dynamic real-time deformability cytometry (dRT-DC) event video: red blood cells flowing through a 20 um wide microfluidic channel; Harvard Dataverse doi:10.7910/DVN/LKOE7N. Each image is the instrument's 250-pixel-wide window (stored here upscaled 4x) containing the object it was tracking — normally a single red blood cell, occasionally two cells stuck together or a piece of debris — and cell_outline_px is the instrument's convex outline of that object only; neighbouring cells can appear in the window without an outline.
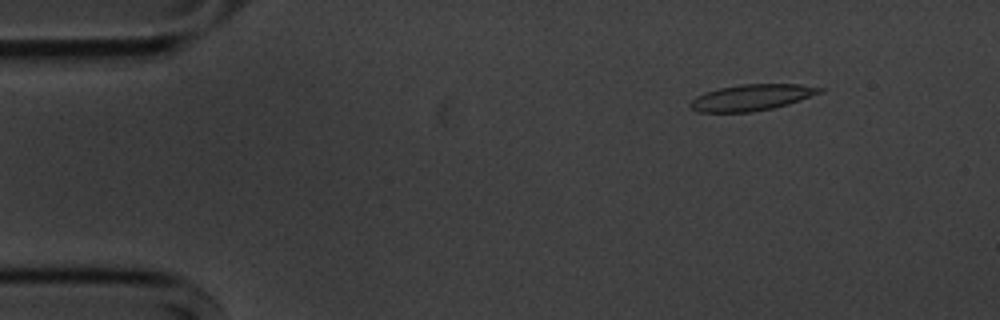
{"species": "common noctule bat (a hibernating species)", "species_latin": "Nyctalus noctula", "temperature_condition": "cold", "stored_images_in_passage": 6, "camera_frame_rate_fps": 3000, "um_per_image_px": 0.085, "animal": {"sex": "male", "body_mass_g": 20.1, "forearm_length_mm": 53.5}, "frame": {"image": 1, "passage_image": 2, "time_ms": 1.333, "image_size_px": [1000, 320], "cell_outline_px": [[824, 92], [788, 104], [772, 108], [752, 112], [700, 112], [688, 108], [688, 104], [696, 96], [704, 92], [720, 88], [740, 84], [800, 84], [824, 88]], "centroid_in_image_um": [63.88, 8.28], "position_along_channel_um": 21.1, "area_um2": 19.88}}
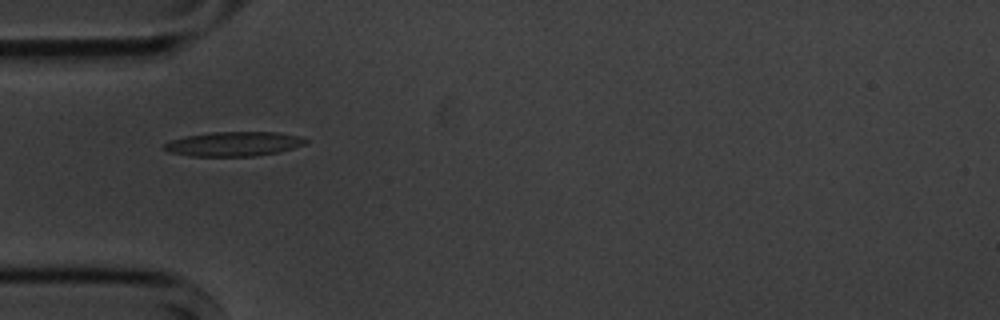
{"frame": {"image": 2, "passage_image": 5, "time_ms": 4.667, "image_size_px": [1000, 320], "cell_outline_px": [[308, 140], [304, 144], [280, 152], [256, 156], [188, 156], [168, 152], [160, 148], [164, 144], [172, 140], [188, 136], [212, 132], [276, 132], [300, 136]], "centroid_in_image_um": [19.85, 12.24], "position_along_channel_um": 65.2, "area_um2": 20.17}}
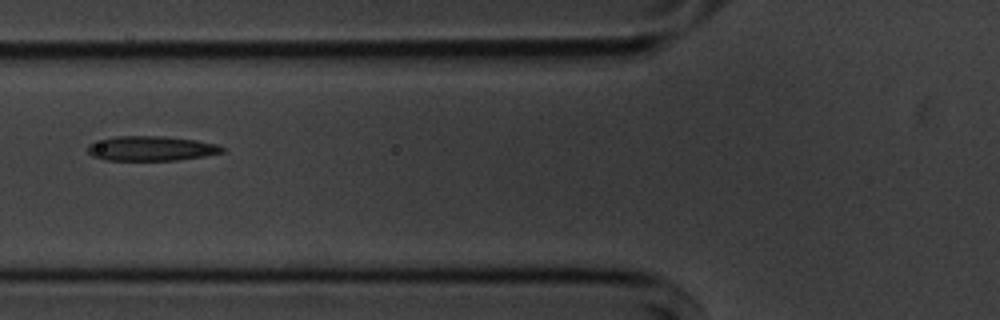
{"frame": {"image": 3, "passage_image": 6, "time_ms": 6.0, "image_size_px": [1000, 320], "cell_outline_px": [[224, 152], [204, 156], [176, 160], [108, 160], [92, 156], [88, 152], [88, 144], [116, 136], [164, 136], [196, 140], [216, 144], [224, 148]], "centroid_in_image_um": [12.86, 12.62], "position_along_channel_um": 112.9, "area_um2": 19.19}}